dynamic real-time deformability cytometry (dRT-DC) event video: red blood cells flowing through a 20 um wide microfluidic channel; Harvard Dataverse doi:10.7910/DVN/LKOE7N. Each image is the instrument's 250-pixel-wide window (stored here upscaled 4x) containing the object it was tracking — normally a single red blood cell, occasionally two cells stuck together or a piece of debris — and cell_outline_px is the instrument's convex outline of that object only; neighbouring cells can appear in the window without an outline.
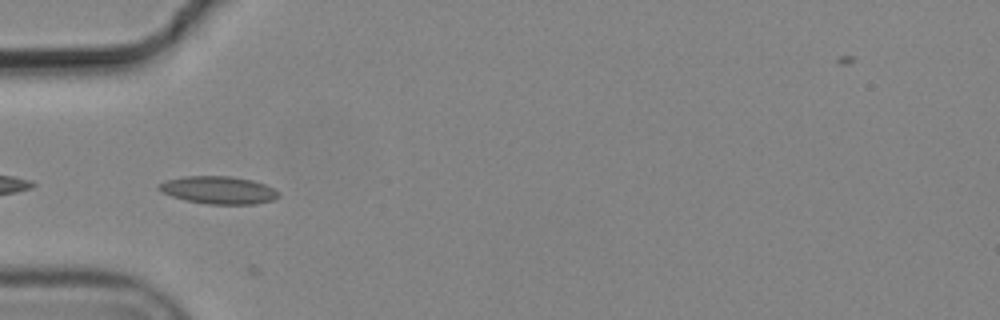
{"species": "common noctule bat (a hibernating species)", "species_latin": "Nyctalus noctula", "temperature_condition": "cold", "stored_images_in_passage": 7, "camera_frame_rate_fps": 3000, "um_per_image_px": 0.085, "animal": {"sex": "male", "body_mass_g": 19.2, "forearm_length_mm": 51.8}, "frame": {"image": 1, "passage_image": 2, "time_ms": 0.333, "image_size_px": [1000, 320], "cell_outline_px": [[280, 196], [272, 200], [252, 204], [208, 204], [184, 200], [160, 192], [156, 188], [156, 184], [164, 180], [184, 176], [232, 176], [252, 180], [264, 184], [280, 192]], "centroid_in_image_um": [18.51, 16.15], "position_along_channel_um": 66.5, "area_um2": 19.48}}
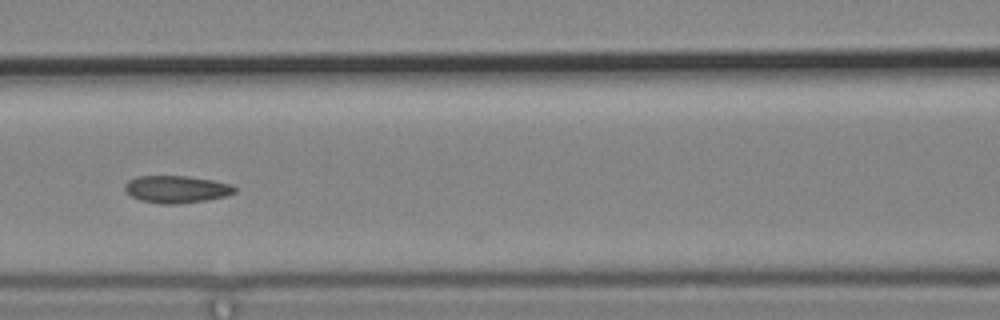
{"frame": {"image": 2, "passage_image": 4, "time_ms": 1.0, "image_size_px": [1000, 320], "cell_outline_px": [[236, 192], [228, 196], [180, 204], [160, 204], [140, 200], [132, 196], [124, 188], [124, 184], [128, 180], [136, 176], [188, 176], [212, 180], [232, 184], [236, 188]], "centroid_in_image_um": [15.01, 16.08], "position_along_channel_um": 151.6, "area_um2": 17.57}}
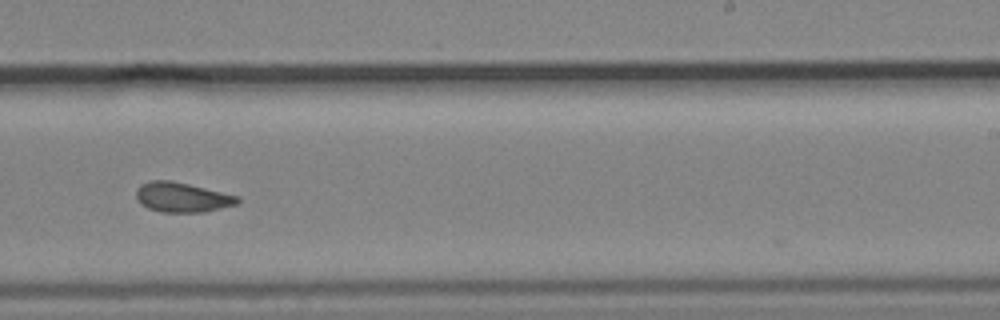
{"frame": {"image": 3, "passage_image": 7, "time_ms": 2.0, "image_size_px": [1000, 320], "cell_outline_px": [[240, 200], [236, 204], [204, 212], [160, 212], [148, 208], [136, 196], [136, 188], [140, 184], [148, 180], [172, 180], [240, 196]], "centroid_in_image_um": [15.48, 16.75], "position_along_channel_um": 273.5, "area_um2": 17.57}}